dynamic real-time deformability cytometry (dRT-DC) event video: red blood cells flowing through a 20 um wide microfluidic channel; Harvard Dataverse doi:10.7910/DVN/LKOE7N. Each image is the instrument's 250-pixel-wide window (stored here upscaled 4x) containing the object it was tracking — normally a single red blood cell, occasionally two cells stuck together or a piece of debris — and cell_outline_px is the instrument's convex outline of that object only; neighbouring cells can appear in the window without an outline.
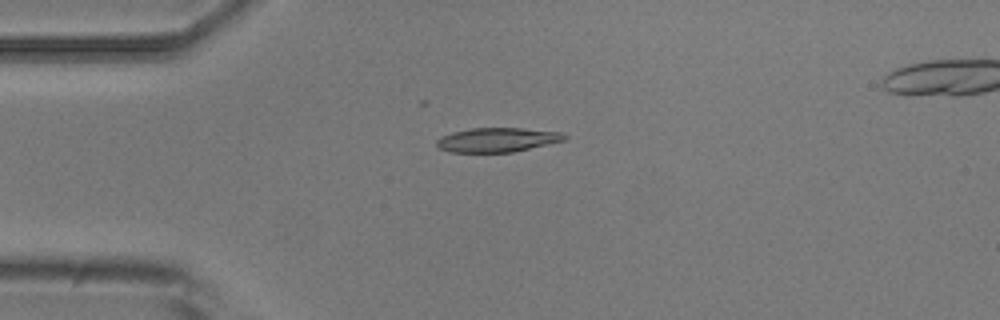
{"species": "common noctule bat (a hibernating species)", "species_latin": "Nyctalus noctula", "temperature_condition": "room temperature", "stored_images_in_passage": 5, "camera_frame_rate_fps": 3000, "um_per_image_px": 0.085, "animal": {"sex": "male", "body_mass_g": 20.5, "forearm_length_mm": 52.5}, "frame": {"image": 1, "passage_image": 1, "time_ms": 0.0, "image_size_px": [1000, 320], "cell_outline_px": [[568, 136], [564, 140], [512, 152], [448, 152], [440, 148], [436, 144], [436, 140], [440, 136], [452, 132], [472, 128], [524, 128], [564, 132]], "centroid_in_image_um": [42.26, 11.87], "position_along_channel_um": 42.7, "area_um2": 18.09}}
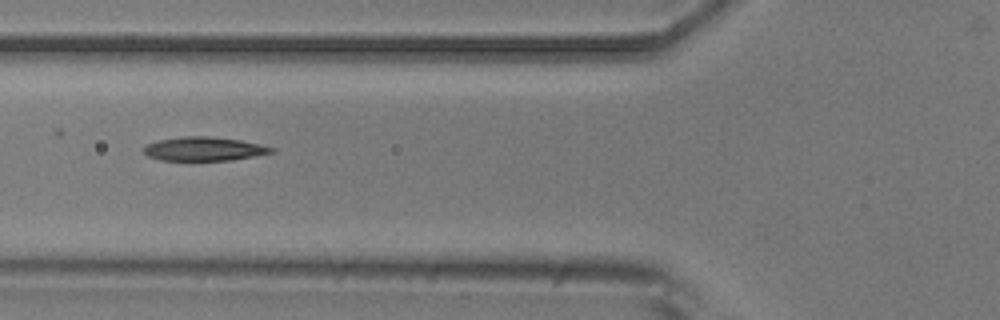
{"frame": {"image": 2, "passage_image": 3, "time_ms": 2.333, "image_size_px": [1000, 320], "cell_outline_px": [[276, 152], [232, 160], [160, 160], [148, 156], [144, 152], [144, 148], [148, 144], [156, 140], [184, 136], [208, 136], [240, 140], [260, 144], [276, 148]], "centroid_in_image_um": [17.37, 12.65], "position_along_channel_um": 108.4, "area_um2": 17.74}}
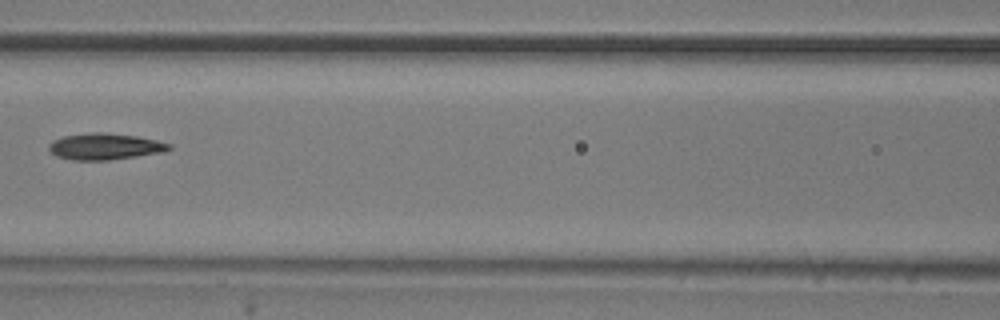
{"frame": {"image": 3, "passage_image": 4, "time_ms": 3.667, "image_size_px": [1000, 320], "cell_outline_px": [[172, 148], [164, 152], [108, 160], [72, 160], [56, 156], [48, 148], [48, 144], [52, 140], [64, 136], [92, 132], [104, 132], [136, 136], [156, 140], [172, 144]], "centroid_in_image_um": [8.91, 12.45], "position_along_channel_um": 157.7, "area_um2": 18.5}}